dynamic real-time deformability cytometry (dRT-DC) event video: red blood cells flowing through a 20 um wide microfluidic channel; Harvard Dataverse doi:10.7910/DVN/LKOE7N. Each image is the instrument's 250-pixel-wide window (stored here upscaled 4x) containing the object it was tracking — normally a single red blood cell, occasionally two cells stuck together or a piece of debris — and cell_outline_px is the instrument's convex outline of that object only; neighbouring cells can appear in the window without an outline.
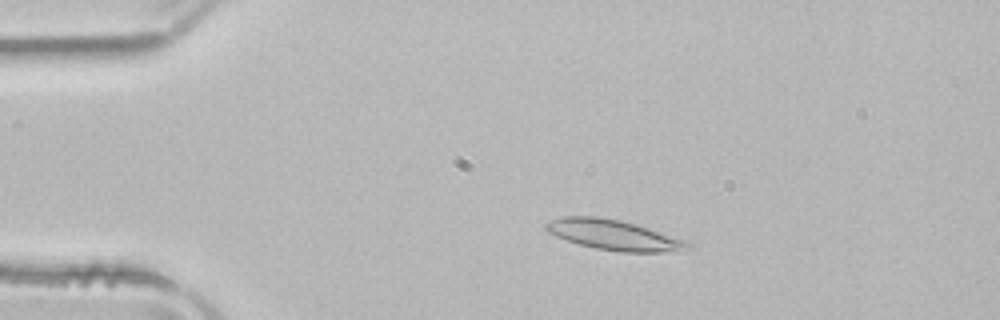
{"species": "common noctule bat (a hibernating species)", "species_latin": "Nyctalus noctula", "temperature_condition": "room temperature", "stored_images_in_passage": 50, "camera_frame_rate_fps": 3000, "um_per_image_px": 0.085, "animal": {"sex": "male", "body_mass_g": 21.5, "forearm_length_mm": 52.0}, "frame": {"image": 1, "passage_image": 9, "time_ms": 2.667, "image_size_px": [1000, 320], "cell_outline_px": [[688, 248], [676, 252], [620, 252], [596, 248], [580, 244], [556, 236], [548, 232], [544, 228], [544, 224], [552, 220], [564, 216], [596, 216], [620, 220], [636, 224], [688, 240]], "centroid_in_image_um": [52.19, 19.97], "position_along_channel_um": 32.8, "area_um2": 24.91}}
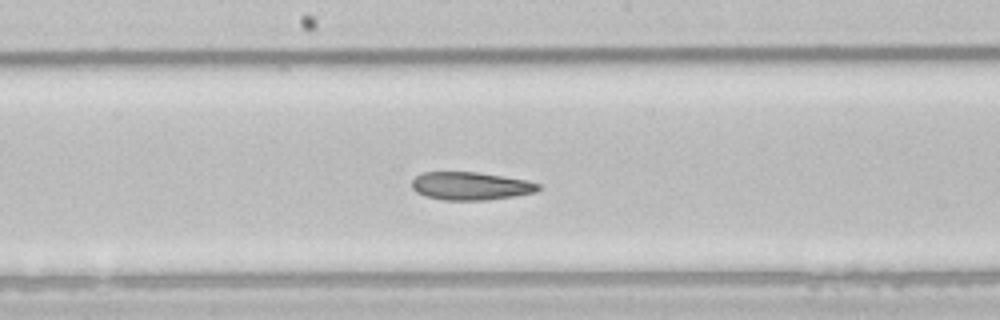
{"frame": {"image": 2, "passage_image": 26, "time_ms": 8.333, "image_size_px": [1000, 320], "cell_outline_px": [[540, 188], [536, 192], [488, 200], [444, 200], [424, 196], [416, 192], [412, 188], [412, 180], [420, 172], [476, 172], [528, 180], [540, 184]], "centroid_in_image_um": [39.98, 15.81], "position_along_channel_um": 208.2, "area_um2": 20.69}}
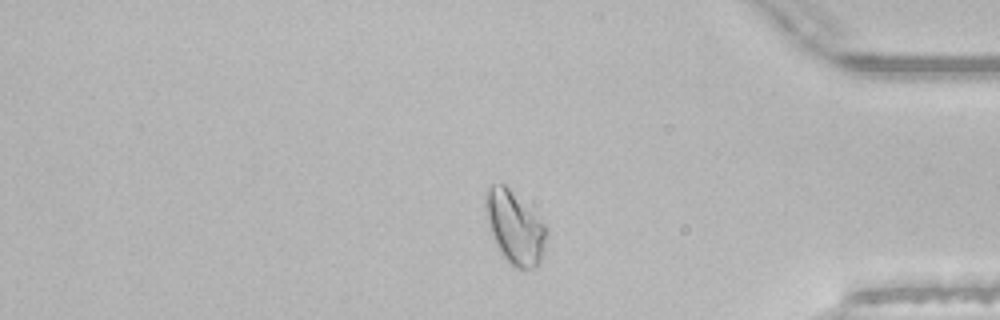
{"frame": {"image": 3, "passage_image": 42, "time_ms": 13.667, "image_size_px": [1000, 320], "cell_outline_px": [[548, 232], [544, 248], [540, 260], [532, 268], [516, 268], [500, 252], [492, 236], [488, 224], [488, 188], [492, 184], [504, 184], [548, 228]], "centroid_in_image_um": [43.79, 19.38], "position_along_channel_um": 391.4, "area_um2": 24.51}, "authors_computed_cell_mechanics": {"area_um2": 23.1489, "velocity_mm_per_s": 3.9082, "shape_relaxation_time_tau1_ms": 4.254, "shape_relaxation_time_tau2_ms": 2.2026, "deformation_change_tau1": 0.1402, "deformation_change_tau2": 0.1008}}